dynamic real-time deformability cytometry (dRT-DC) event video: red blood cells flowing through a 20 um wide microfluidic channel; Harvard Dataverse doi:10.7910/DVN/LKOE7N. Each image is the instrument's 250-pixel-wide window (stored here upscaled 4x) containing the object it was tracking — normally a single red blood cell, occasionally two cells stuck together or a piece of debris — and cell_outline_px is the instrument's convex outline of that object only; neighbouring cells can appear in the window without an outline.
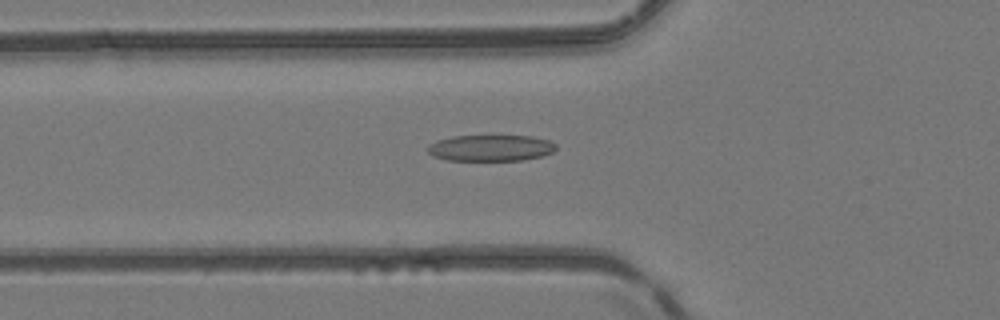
{"species": "common noctule bat (a hibernating species)", "species_latin": "Nyctalus noctula", "temperature_condition": "room temperature", "stored_images_in_passage": 11, "camera_frame_rate_fps": 3000, "um_per_image_px": 0.085, "animal": {"sex": "female", "body_mass_g": 24.6, "forearm_length_mm": 56.2}, "frame": {"image": 1, "passage_image": 6, "time_ms": 1.667, "image_size_px": [1000, 320], "cell_outline_px": [[556, 148], [552, 152], [540, 156], [520, 160], [448, 160], [432, 156], [428, 152], [428, 144], [436, 140], [452, 136], [532, 136], [548, 140], [556, 144]], "centroid_in_image_um": [41.67, 12.57], "position_along_channel_um": 84.1, "area_um2": 19.54}}
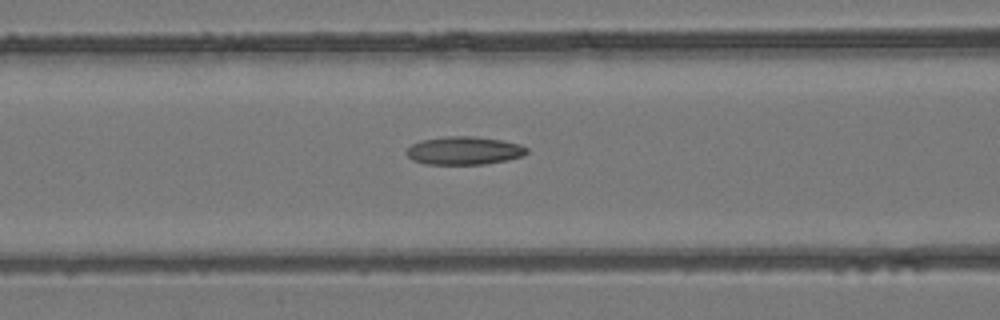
{"frame": {"image": 2, "passage_image": 9, "time_ms": 2.667, "image_size_px": [1000, 320], "cell_outline_px": [[528, 152], [524, 156], [508, 160], [484, 164], [424, 164], [412, 160], [404, 152], [412, 144], [420, 140], [444, 136], [476, 136], [500, 140], [520, 144], [528, 148]], "centroid_in_image_um": [39.44, 12.8], "position_along_channel_um": 127.2, "area_um2": 19.94}}